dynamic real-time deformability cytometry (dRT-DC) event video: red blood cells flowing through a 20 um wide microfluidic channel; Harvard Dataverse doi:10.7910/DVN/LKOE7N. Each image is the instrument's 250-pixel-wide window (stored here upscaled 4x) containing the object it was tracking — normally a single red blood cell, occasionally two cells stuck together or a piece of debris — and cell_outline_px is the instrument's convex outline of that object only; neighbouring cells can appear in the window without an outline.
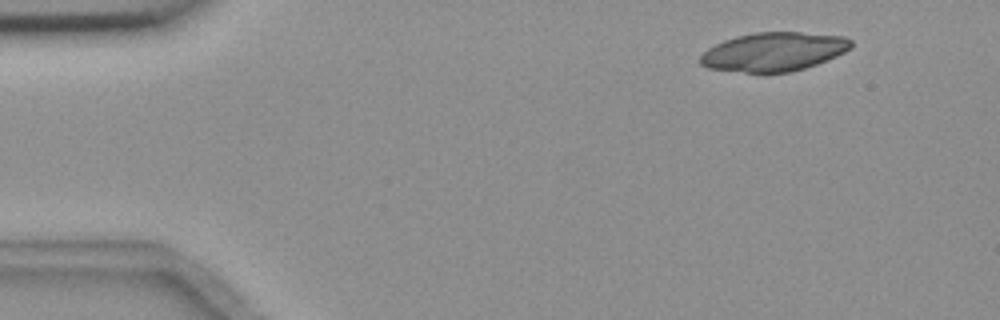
{"species": "common noctule bat (a hibernating species)", "species_latin": "Nyctalus noctula", "temperature_condition": "room temperature", "stored_images_in_passage": 6, "camera_frame_rate_fps": 3000, "um_per_image_px": 0.085, "animal": {"sex": "female", "body_mass_g": 18.4}, "frame": {"image": 1, "passage_image": 2, "time_ms": 1.0, "image_size_px": [1000, 320], "cell_outline_px": [[852, 48], [836, 56], [816, 64], [804, 68], [788, 72], [744, 72], [708, 68], [700, 64], [700, 56], [708, 48], [724, 40], [736, 36], [756, 32], [800, 32], [844, 36], [852, 40]], "centroid_in_image_um": [65.78, 4.39], "position_along_channel_um": 19.2, "area_um2": 33.93}}